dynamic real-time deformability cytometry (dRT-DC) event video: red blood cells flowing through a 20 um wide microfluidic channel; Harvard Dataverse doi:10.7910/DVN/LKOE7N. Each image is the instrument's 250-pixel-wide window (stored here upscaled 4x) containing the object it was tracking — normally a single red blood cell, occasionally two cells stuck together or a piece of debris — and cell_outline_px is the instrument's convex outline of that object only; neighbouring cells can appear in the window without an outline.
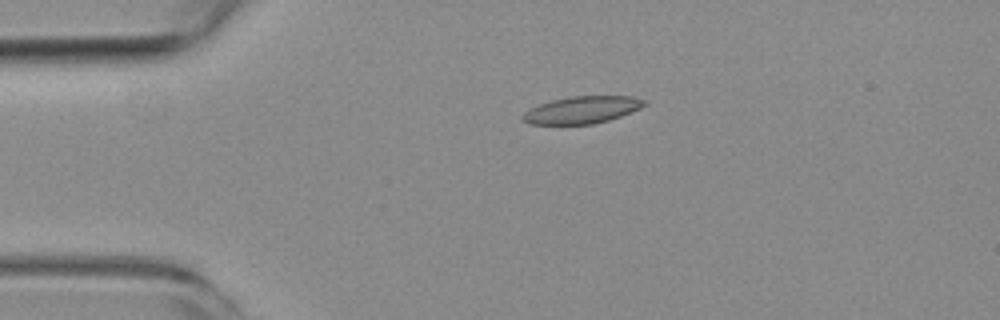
{"species": "common noctule bat (a hibernating species)", "species_latin": "Nyctalus noctula", "temperature_condition": "room temperature", "stored_images_in_passage": 4, "camera_frame_rate_fps": 3000, "um_per_image_px": 0.085, "animal": {"sex": "female", "body_mass_g": 19.3, "forearm_length_mm": 54.1}, "frame": {"image": 1, "passage_image": 3, "time_ms": 3.0, "image_size_px": [1000, 320], "cell_outline_px": [[648, 104], [640, 108], [620, 116], [608, 120], [592, 124], [528, 124], [520, 116], [524, 112], [540, 104], [552, 100], [568, 96], [632, 96], [648, 100]], "centroid_in_image_um": [49.5, 9.33], "position_along_channel_um": 35.5, "area_um2": 19.25}}